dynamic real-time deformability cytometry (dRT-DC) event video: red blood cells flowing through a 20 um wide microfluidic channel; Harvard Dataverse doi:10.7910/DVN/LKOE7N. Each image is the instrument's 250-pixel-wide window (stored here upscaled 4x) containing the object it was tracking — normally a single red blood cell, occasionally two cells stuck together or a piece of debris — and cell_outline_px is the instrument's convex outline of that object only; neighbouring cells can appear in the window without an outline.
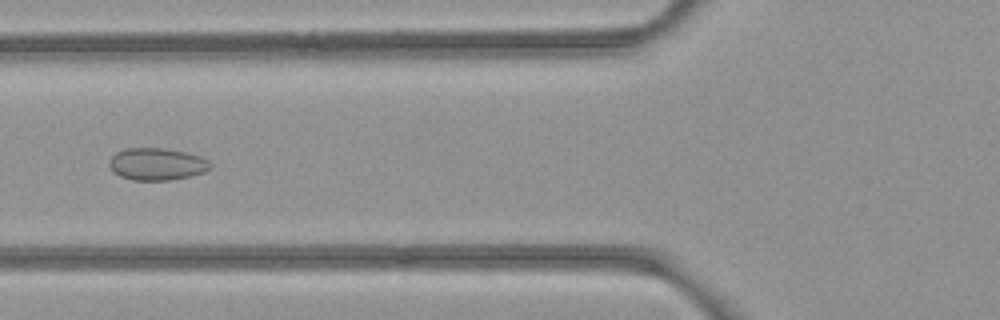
{"species": "common noctule bat (a hibernating species)", "species_latin": "Nyctalus noctula", "temperature_condition": "room temperature", "stored_images_in_passage": 7, "camera_frame_rate_fps": 3000, "um_per_image_px": 0.085, "animal": {"sex": "female", "body_mass_g": 21.9}, "frame": {"image": 1, "passage_image": 5, "time_ms": 1.333, "image_size_px": [1000, 320], "cell_outline_px": [[212, 164], [204, 172], [172, 180], [132, 180], [120, 176], [112, 172], [108, 164], [108, 160], [116, 152], [124, 148], [164, 148], [184, 152], [200, 156], [208, 160]], "centroid_in_image_um": [13.28, 13.94], "position_along_channel_um": 112.5, "area_um2": 19.02}}
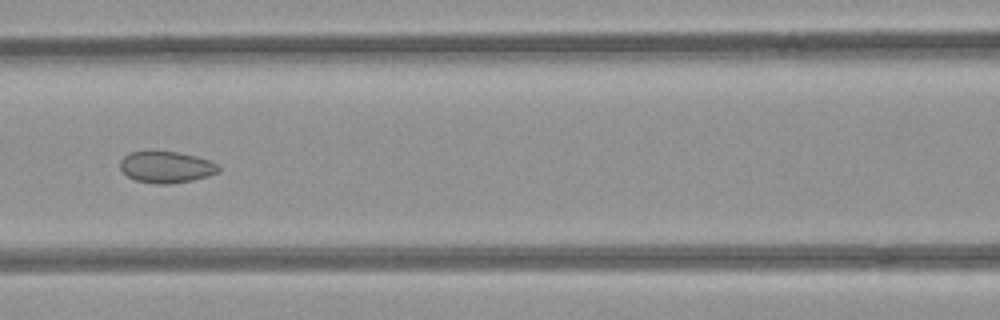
{"frame": {"image": 2, "passage_image": 6, "time_ms": 1.667, "image_size_px": [1000, 320], "cell_outline_px": [[220, 172], [208, 176], [192, 180], [168, 184], [156, 184], [136, 180], [128, 176], [120, 168], [120, 160], [124, 156], [132, 152], [176, 152], [196, 156], [220, 164]], "centroid_in_image_um": [14.17, 14.21], "position_along_channel_um": 152.4, "area_um2": 17.92}}
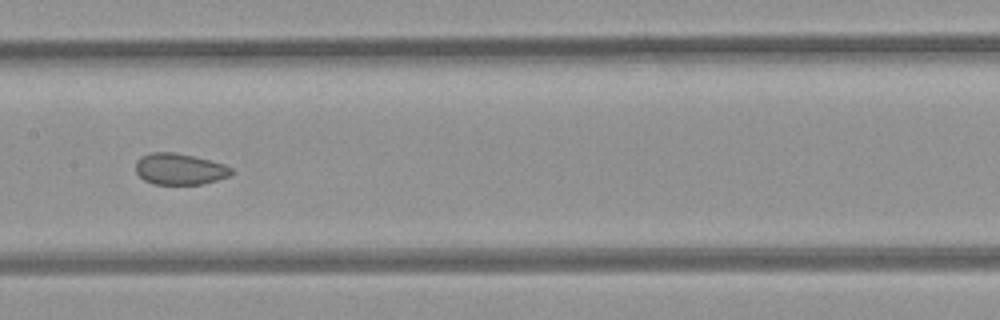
{"frame": {"image": 3, "passage_image": 7, "time_ms": 2.0, "image_size_px": [1000, 320], "cell_outline_px": [[232, 172], [228, 176], [216, 180], [200, 184], [152, 184], [144, 180], [136, 172], [136, 160], [140, 156], [152, 152], [176, 152], [224, 164], [232, 168]], "centroid_in_image_um": [15.22, 14.36], "position_along_channel_um": 192.2, "area_um2": 17.34}}